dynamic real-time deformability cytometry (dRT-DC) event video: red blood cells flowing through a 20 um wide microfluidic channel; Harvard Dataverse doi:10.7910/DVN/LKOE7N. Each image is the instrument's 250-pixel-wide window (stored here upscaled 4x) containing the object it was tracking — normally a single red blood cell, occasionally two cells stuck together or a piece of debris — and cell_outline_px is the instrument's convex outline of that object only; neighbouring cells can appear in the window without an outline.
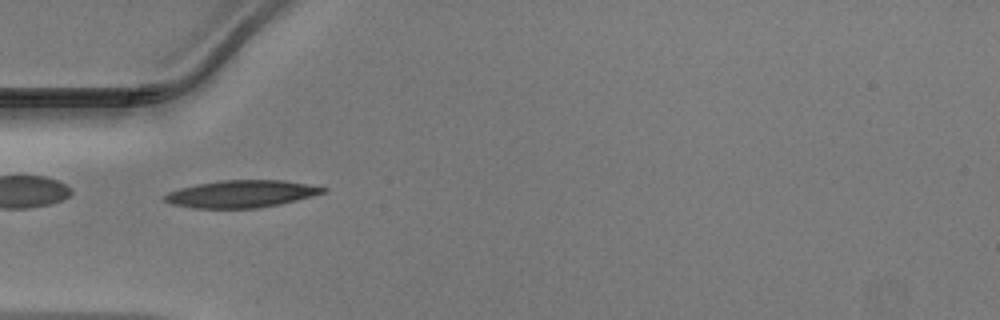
{"species": "Egyptian fruit bat (a non-hibernating species)", "species_latin": "Rousettus aegyptiacus", "temperature_condition": "warm", "stored_images_in_passage": 21, "camera_frame_rate_fps": 3000, "um_per_image_px": 0.085, "animal": {"sex": "male"}, "frame": {"image": 1, "passage_image": 1, "time_ms": 0.0, "image_size_px": [1000, 320], "cell_outline_px": [[328, 192], [280, 204], [256, 208], [192, 208], [172, 204], [164, 200], [164, 196], [168, 192], [180, 188], [196, 184], [220, 180], [284, 180], [328, 188]], "centroid_in_image_um": [20.52, 16.48], "position_along_channel_um": 64.5, "area_um2": 25.14}}
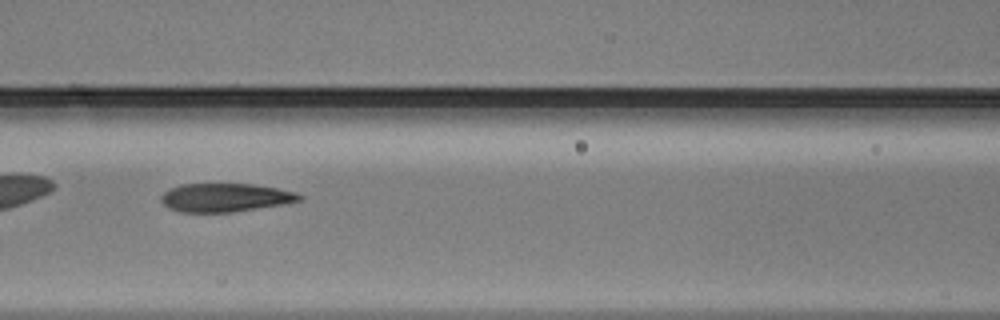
{"frame": {"image": 2, "passage_image": 7, "time_ms": 2.0, "image_size_px": [1000, 320], "cell_outline_px": [[304, 196], [300, 200], [284, 204], [232, 212], [180, 212], [168, 208], [160, 200], [160, 196], [164, 192], [180, 184], [252, 184], [276, 188], [296, 192]], "centroid_in_image_um": [19.13, 16.79], "position_along_channel_um": 147.5, "area_um2": 22.89}}
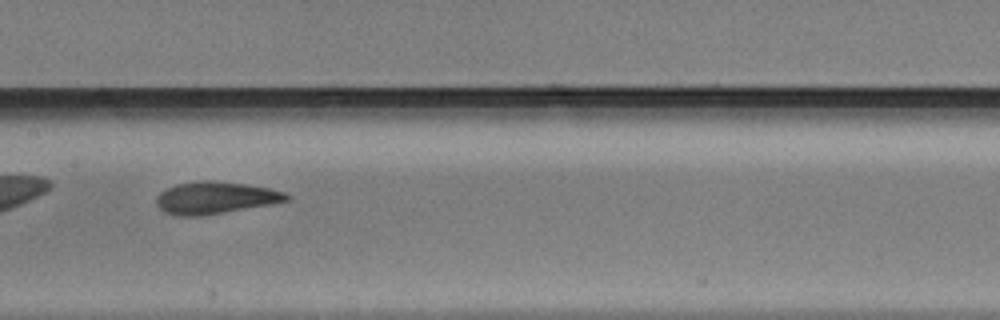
{"frame": {"image": 3, "passage_image": 10, "time_ms": 3.0, "image_size_px": [1000, 320], "cell_outline_px": [[292, 200], [272, 204], [200, 216], [180, 216], [164, 212], [156, 204], [156, 196], [160, 192], [176, 184], [200, 180], [208, 180], [244, 184], [268, 188], [284, 192], [292, 196]], "centroid_in_image_um": [18.31, 16.81], "position_along_channel_um": 189.1, "area_um2": 24.33}}